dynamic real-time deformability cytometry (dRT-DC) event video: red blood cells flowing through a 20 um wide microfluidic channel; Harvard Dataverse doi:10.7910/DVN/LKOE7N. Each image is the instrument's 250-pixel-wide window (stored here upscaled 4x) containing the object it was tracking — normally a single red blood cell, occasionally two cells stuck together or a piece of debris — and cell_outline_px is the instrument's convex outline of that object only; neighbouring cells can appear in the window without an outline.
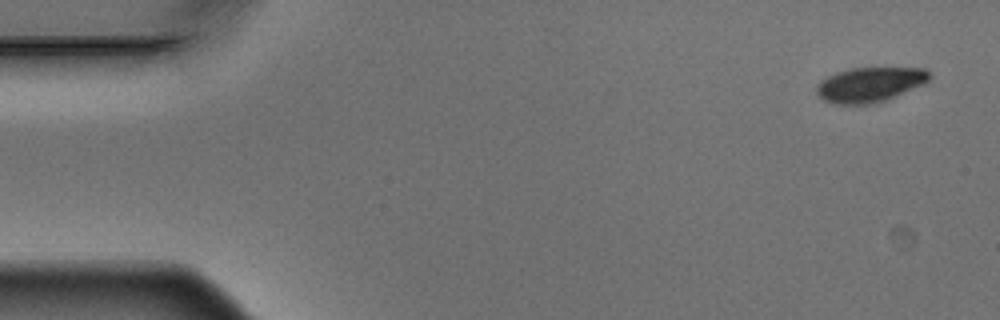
{"species": "Egyptian fruit bat (a non-hibernating species)", "species_latin": "Rousettus aegyptiacus", "temperature_condition": "warm", "stored_images_in_passage": 5, "camera_frame_rate_fps": 3000, "um_per_image_px": 0.085, "animal": {"sex": "male"}, "frame": {"image": 1, "passage_image": 1, "time_ms": 0.0, "image_size_px": [1000, 320], "cell_outline_px": [[932, 76], [928, 80], [896, 96], [872, 104], [832, 104], [824, 100], [816, 92], [816, 84], [820, 80], [836, 72], [852, 68], [924, 68]], "centroid_in_image_um": [73.88, 7.19], "position_along_channel_um": 11.1, "area_um2": 22.66}}
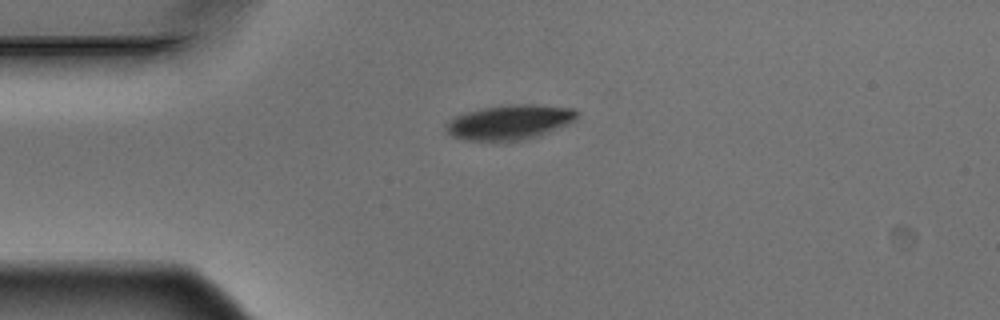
{"frame": {"image": 2, "passage_image": 4, "time_ms": 1.0, "image_size_px": [1000, 320], "cell_outline_px": [[576, 120], [540, 136], [520, 140], [468, 140], [452, 136], [448, 132], [448, 124], [456, 116], [468, 112], [484, 108], [508, 104], [532, 104], [572, 108], [576, 112]], "centroid_in_image_um": [43.37, 10.38], "position_along_channel_um": 41.6, "area_um2": 25.89}}